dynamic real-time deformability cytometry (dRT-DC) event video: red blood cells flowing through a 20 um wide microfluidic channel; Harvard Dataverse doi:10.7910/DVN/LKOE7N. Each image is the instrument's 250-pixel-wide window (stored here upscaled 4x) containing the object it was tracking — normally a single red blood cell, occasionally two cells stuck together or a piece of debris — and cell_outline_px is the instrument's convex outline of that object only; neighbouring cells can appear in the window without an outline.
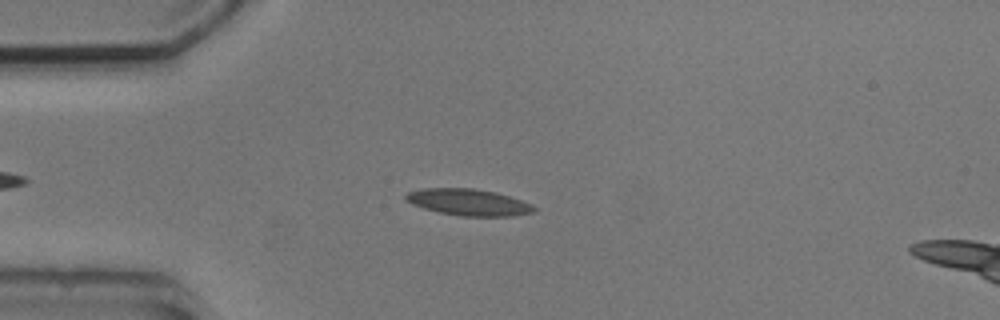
{"species": "common noctule bat (a hibernating species)", "species_latin": "Nyctalus noctula", "temperature_condition": "cold", "stored_images_in_passage": 7, "camera_frame_rate_fps": 3000, "um_per_image_px": 0.085, "animal": {"sex": "male", "body_mass_g": 20.5, "forearm_length_mm": 52.5}, "frame": {"image": 1, "passage_image": 4, "time_ms": 3.333, "image_size_px": [1000, 320], "cell_outline_px": [[536, 212], [512, 216], [460, 216], [440, 212], [424, 208], [412, 204], [404, 200], [404, 196], [408, 192], [420, 188], [472, 188], [496, 192], [532, 204], [536, 208]], "centroid_in_image_um": [39.81, 17.19], "position_along_channel_um": 45.2, "area_um2": 19.88}}
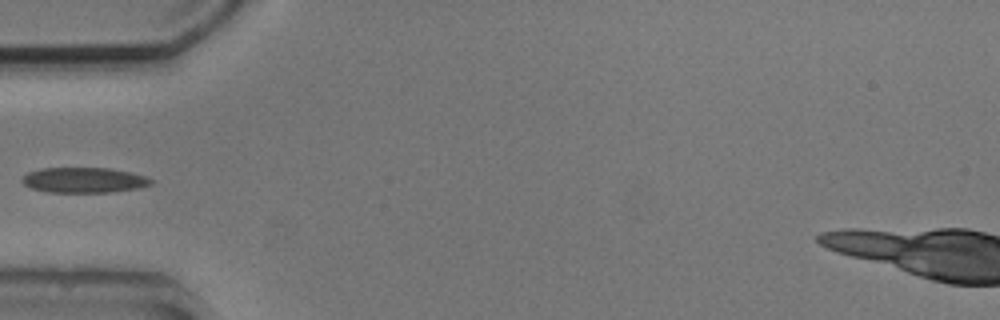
{"frame": {"image": 2, "passage_image": 5, "time_ms": 4.667, "image_size_px": [1000, 320], "cell_outline_px": [[152, 184], [140, 188], [112, 192], [48, 192], [32, 188], [24, 184], [20, 180], [28, 172], [40, 168], [112, 168], [144, 176], [152, 180]], "centroid_in_image_um": [7.13, 15.31], "position_along_channel_um": 77.9, "area_um2": 18.96}}